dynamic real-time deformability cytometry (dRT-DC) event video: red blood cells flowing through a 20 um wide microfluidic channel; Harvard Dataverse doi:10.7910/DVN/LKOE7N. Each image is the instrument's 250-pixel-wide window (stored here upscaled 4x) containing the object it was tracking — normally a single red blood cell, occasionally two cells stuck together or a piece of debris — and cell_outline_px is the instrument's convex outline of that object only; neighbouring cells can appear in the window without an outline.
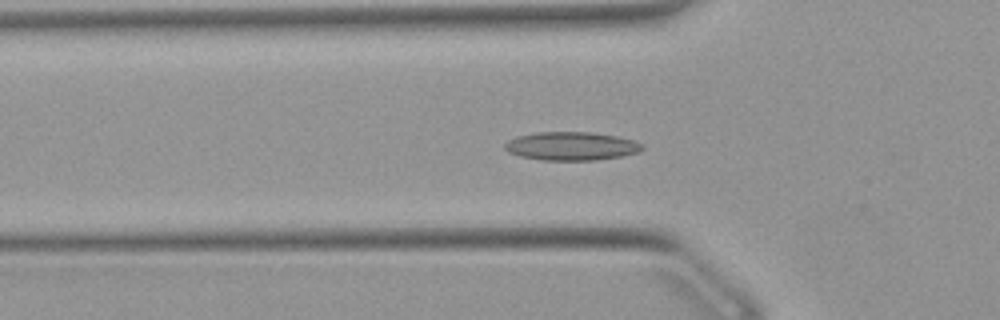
{"species": "Egyptian fruit bat (a non-hibernating species)", "species_latin": "Rousettus aegyptiacus", "temperature_condition": "warm", "stored_images_in_passage": 46, "camera_frame_rate_fps": 3000, "um_per_image_px": 0.085, "animal": {"sex": "female"}, "frame": {"image": 1, "passage_image": 10, "time_ms": 3.0, "image_size_px": [1000, 320], "cell_outline_px": [[644, 148], [640, 152], [620, 156], [596, 160], [544, 160], [520, 156], [508, 152], [504, 148], [504, 144], [508, 140], [516, 136], [536, 132], [592, 132], [616, 136], [632, 140], [640, 144]], "centroid_in_image_um": [48.53, 12.41], "position_along_channel_um": 77.3, "area_um2": 22.72}}
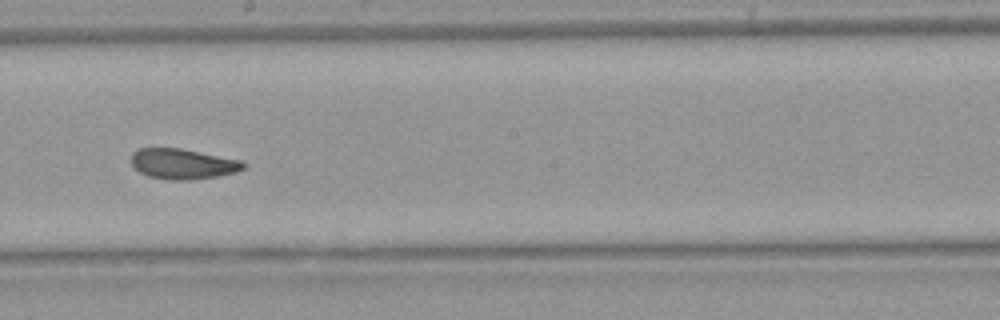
{"frame": {"image": 2, "passage_image": 22, "time_ms": 7.0, "image_size_px": [1000, 320], "cell_outline_px": [[244, 168], [236, 172], [216, 176], [192, 180], [168, 180], [148, 176], [140, 172], [132, 164], [132, 152], [140, 148], [180, 148], [240, 160], [244, 164]], "centroid_in_image_um": [15.51, 13.93], "position_along_channel_um": 232.7, "area_um2": 19.65}}
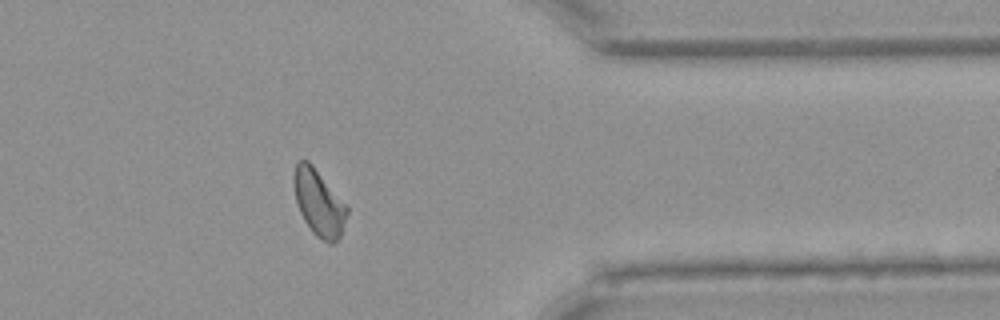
{"frame": {"image": 3, "passage_image": 35, "time_ms": 11.333, "image_size_px": [1000, 320], "cell_outline_px": [[348, 212], [340, 236], [332, 244], [328, 244], [316, 236], [312, 232], [304, 220], [300, 212], [296, 200], [292, 184], [292, 176], [296, 160], [308, 160], [312, 164], [348, 208]], "centroid_in_image_um": [27.05, 17.22], "position_along_channel_um": 384.3, "area_um2": 20.46}, "authors_computed_cell_mechanics": {"area_um2": 20.4612, "velocity_mm_per_s": 3.8838, "shape_relaxation_time_tau1_ms": 6.0104, "shape_relaxation_time_tau2_ms": 2.3362, "deformation_change_tau1": 0.1433, "deformation_change_tau2": 0.088}}